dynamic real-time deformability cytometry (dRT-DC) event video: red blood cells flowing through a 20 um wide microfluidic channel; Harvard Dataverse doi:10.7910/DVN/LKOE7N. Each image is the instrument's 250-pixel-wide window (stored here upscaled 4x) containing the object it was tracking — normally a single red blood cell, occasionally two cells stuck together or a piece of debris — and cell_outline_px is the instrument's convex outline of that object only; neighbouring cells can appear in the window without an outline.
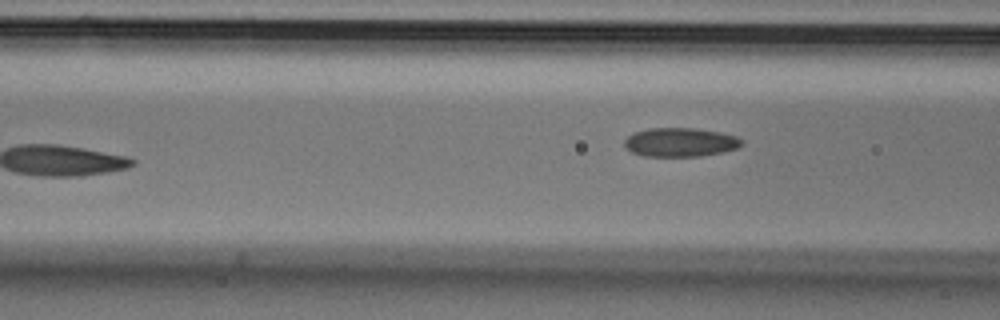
{"species": "Egyptian fruit bat (a non-hibernating species)", "species_latin": "Rousettus aegyptiacus", "temperature_condition": "cold", "stored_images_in_passage": 5, "camera_frame_rate_fps": 3000, "um_per_image_px": 0.085, "animal": {"sex": "male"}, "frame": {"image": 1, "passage_image": 5, "time_ms": 1.333, "image_size_px": [1000, 320], "cell_outline_px": [[744, 144], [736, 148], [724, 152], [700, 156], [644, 156], [632, 152], [624, 148], [624, 140], [632, 132], [648, 128], [696, 128], [720, 132], [736, 136], [744, 140]], "centroid_in_image_um": [57.82, 12.08], "position_along_channel_um": 108.8, "area_um2": 20.0}}